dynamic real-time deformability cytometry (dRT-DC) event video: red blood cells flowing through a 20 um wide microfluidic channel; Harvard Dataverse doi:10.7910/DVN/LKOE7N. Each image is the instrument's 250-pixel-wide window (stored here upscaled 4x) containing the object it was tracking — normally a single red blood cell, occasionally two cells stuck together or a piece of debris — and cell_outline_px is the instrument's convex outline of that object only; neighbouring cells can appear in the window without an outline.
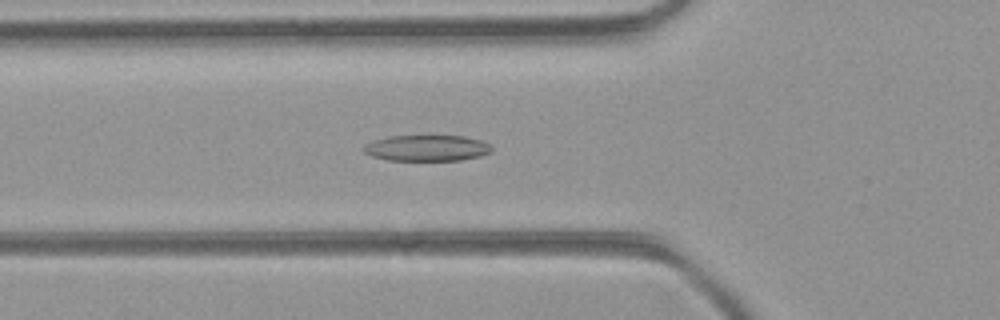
{"species": "common noctule bat (a hibernating species)", "species_latin": "Nyctalus noctula", "temperature_condition": "room temperature", "stored_images_in_passage": 46, "camera_frame_rate_fps": 3000, "um_per_image_px": 0.085, "animal": {"sex": "female", "body_mass_g": 21.9}, "frame": {"image": 1, "passage_image": 16, "time_ms": 5.0, "image_size_px": [1000, 320], "cell_outline_px": [[492, 152], [480, 156], [460, 160], [388, 160], [372, 156], [364, 152], [364, 144], [388, 136], [464, 136], [480, 140], [488, 144], [492, 148]], "centroid_in_image_um": [36.29, 12.58], "position_along_channel_um": 89.5, "area_um2": 19.25}}
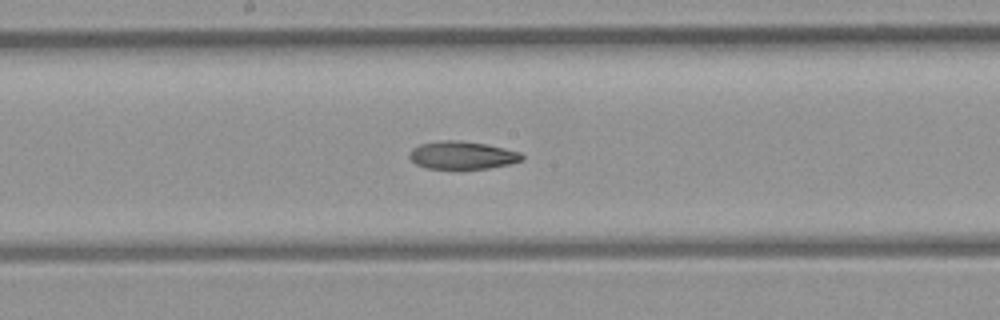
{"frame": {"image": 2, "passage_image": 24, "time_ms": 7.667, "image_size_px": [1000, 320], "cell_outline_px": [[524, 160], [508, 164], [488, 168], [460, 172], [424, 168], [416, 164], [408, 156], [412, 148], [420, 144], [440, 140], [456, 140], [484, 144], [504, 148], [520, 152], [524, 156]], "centroid_in_image_um": [39.25, 13.25], "position_along_channel_um": 208.9, "area_um2": 19.02}}
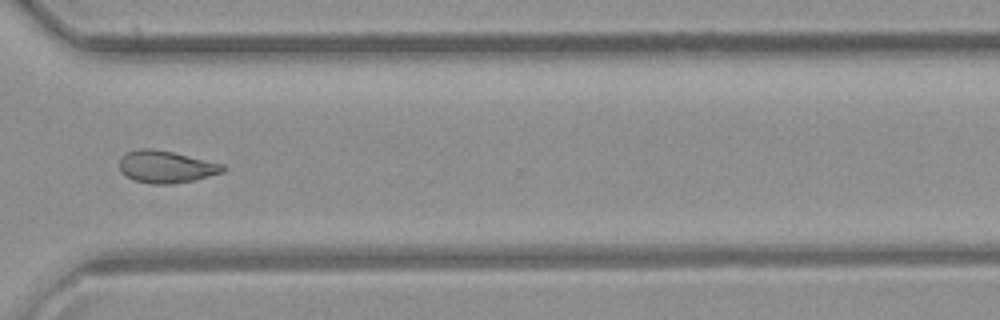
{"frame": {"image": 3, "passage_image": 34, "time_ms": 11.0, "image_size_px": [1000, 320], "cell_outline_px": [[228, 168], [224, 172], [196, 180], [172, 184], [152, 184], [132, 180], [124, 176], [120, 168], [120, 160], [128, 152], [140, 148], [148, 148], [172, 152], [224, 164]], "centroid_in_image_um": [14.15, 14.2], "position_along_channel_um": 356.4, "area_um2": 19.48}}